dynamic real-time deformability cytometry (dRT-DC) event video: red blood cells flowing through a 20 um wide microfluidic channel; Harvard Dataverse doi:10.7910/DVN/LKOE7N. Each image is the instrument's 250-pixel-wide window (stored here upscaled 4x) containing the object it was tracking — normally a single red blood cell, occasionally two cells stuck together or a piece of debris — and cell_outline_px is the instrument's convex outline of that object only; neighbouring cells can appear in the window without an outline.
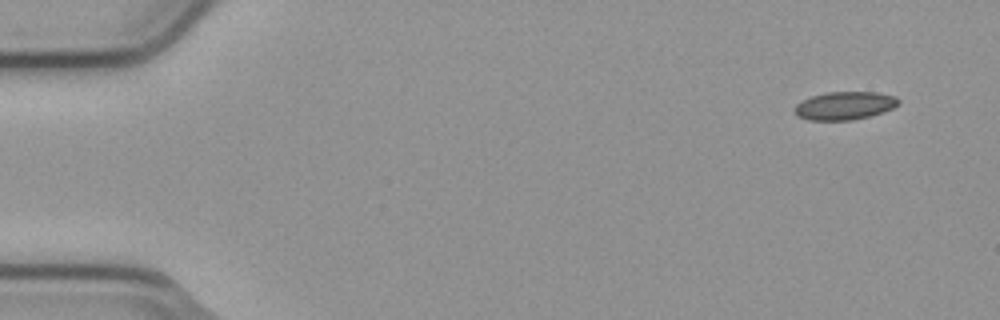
{"species": "common noctule bat (a hibernating species)", "species_latin": "Nyctalus noctula", "temperature_condition": "cold", "stored_images_in_passage": 5, "camera_frame_rate_fps": 3000, "um_per_image_px": 0.085, "animal": {"sex": "male", "body_mass_g": 23.1, "forearm_length_mm": 52.7}, "frame": {"image": 1, "passage_image": 1, "time_ms": 0.0, "image_size_px": [1000, 320], "cell_outline_px": [[900, 104], [892, 108], [868, 116], [852, 120], [808, 120], [796, 116], [792, 108], [796, 104], [812, 96], [828, 92], [876, 92], [896, 96], [900, 100]], "centroid_in_image_um": [71.77, 8.98], "position_along_channel_um": 13.2, "area_um2": 16.99}}
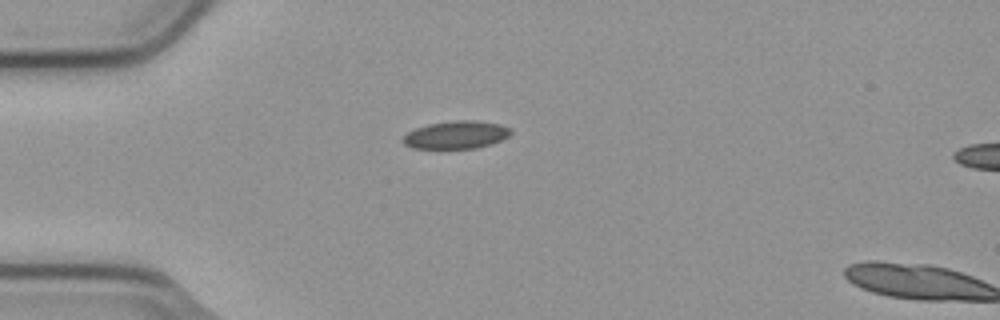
{"frame": {"image": 2, "passage_image": 4, "time_ms": 1.0, "image_size_px": [1000, 320], "cell_outline_px": [[512, 132], [508, 136], [492, 144], [476, 148], [412, 148], [404, 144], [400, 140], [408, 132], [416, 128], [428, 124], [456, 120], [476, 120], [500, 124], [508, 128]], "centroid_in_image_um": [38.75, 11.46], "position_along_channel_um": 46.2, "area_um2": 17.4}}